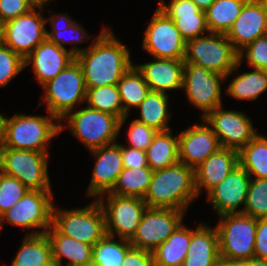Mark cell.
Listing matches in <instances>:
<instances>
[{"mask_svg":"<svg viewBox=\"0 0 267 266\" xmlns=\"http://www.w3.org/2000/svg\"><path fill=\"white\" fill-rule=\"evenodd\" d=\"M36 5L32 0H0V25L29 12Z\"/></svg>","mask_w":267,"mask_h":266,"instance_id":"44","label":"cell"},{"mask_svg":"<svg viewBox=\"0 0 267 266\" xmlns=\"http://www.w3.org/2000/svg\"><path fill=\"white\" fill-rule=\"evenodd\" d=\"M75 59L82 68L86 88L117 85L132 66L128 48L107 27Z\"/></svg>","mask_w":267,"mask_h":266,"instance_id":"1","label":"cell"},{"mask_svg":"<svg viewBox=\"0 0 267 266\" xmlns=\"http://www.w3.org/2000/svg\"><path fill=\"white\" fill-rule=\"evenodd\" d=\"M250 181V175L238 164L207 194V199L217 211L218 217L240 213L238 206H245Z\"/></svg>","mask_w":267,"mask_h":266,"instance_id":"18","label":"cell"},{"mask_svg":"<svg viewBox=\"0 0 267 266\" xmlns=\"http://www.w3.org/2000/svg\"><path fill=\"white\" fill-rule=\"evenodd\" d=\"M117 85L125 115L130 113L131 108H137L150 91L149 85L135 65L123 74Z\"/></svg>","mask_w":267,"mask_h":266,"instance_id":"33","label":"cell"},{"mask_svg":"<svg viewBox=\"0 0 267 266\" xmlns=\"http://www.w3.org/2000/svg\"><path fill=\"white\" fill-rule=\"evenodd\" d=\"M197 197L195 169L178 162L154 171L143 200L148 208L187 211Z\"/></svg>","mask_w":267,"mask_h":266,"instance_id":"2","label":"cell"},{"mask_svg":"<svg viewBox=\"0 0 267 266\" xmlns=\"http://www.w3.org/2000/svg\"><path fill=\"white\" fill-rule=\"evenodd\" d=\"M240 213L255 219H267V178H251L246 203Z\"/></svg>","mask_w":267,"mask_h":266,"instance_id":"39","label":"cell"},{"mask_svg":"<svg viewBox=\"0 0 267 266\" xmlns=\"http://www.w3.org/2000/svg\"><path fill=\"white\" fill-rule=\"evenodd\" d=\"M90 151L96 159V164L87 189V196L99 197L113 189L119 174L124 169L121 144L115 142Z\"/></svg>","mask_w":267,"mask_h":266,"instance_id":"19","label":"cell"},{"mask_svg":"<svg viewBox=\"0 0 267 266\" xmlns=\"http://www.w3.org/2000/svg\"><path fill=\"white\" fill-rule=\"evenodd\" d=\"M84 266H101L97 262H95L93 259L86 263Z\"/></svg>","mask_w":267,"mask_h":266,"instance_id":"53","label":"cell"},{"mask_svg":"<svg viewBox=\"0 0 267 266\" xmlns=\"http://www.w3.org/2000/svg\"><path fill=\"white\" fill-rule=\"evenodd\" d=\"M97 198L105 216L106 234L130 240L142 219L147 205L142 198L107 193Z\"/></svg>","mask_w":267,"mask_h":266,"instance_id":"11","label":"cell"},{"mask_svg":"<svg viewBox=\"0 0 267 266\" xmlns=\"http://www.w3.org/2000/svg\"><path fill=\"white\" fill-rule=\"evenodd\" d=\"M243 266H267V259H258L255 257L242 261Z\"/></svg>","mask_w":267,"mask_h":266,"instance_id":"48","label":"cell"},{"mask_svg":"<svg viewBox=\"0 0 267 266\" xmlns=\"http://www.w3.org/2000/svg\"><path fill=\"white\" fill-rule=\"evenodd\" d=\"M154 171L150 167L124 168L108 194L144 198Z\"/></svg>","mask_w":267,"mask_h":266,"instance_id":"34","label":"cell"},{"mask_svg":"<svg viewBox=\"0 0 267 266\" xmlns=\"http://www.w3.org/2000/svg\"><path fill=\"white\" fill-rule=\"evenodd\" d=\"M65 128L52 114H14L11 118L2 116L1 145L16 150L47 153L48 142Z\"/></svg>","mask_w":267,"mask_h":266,"instance_id":"3","label":"cell"},{"mask_svg":"<svg viewBox=\"0 0 267 266\" xmlns=\"http://www.w3.org/2000/svg\"><path fill=\"white\" fill-rule=\"evenodd\" d=\"M48 153L0 148V171L18 179L29 190L52 191L48 176Z\"/></svg>","mask_w":267,"mask_h":266,"instance_id":"7","label":"cell"},{"mask_svg":"<svg viewBox=\"0 0 267 266\" xmlns=\"http://www.w3.org/2000/svg\"><path fill=\"white\" fill-rule=\"evenodd\" d=\"M51 247L53 262L62 265L67 259V266H84L92 260L93 246L61 234L53 225L45 232Z\"/></svg>","mask_w":267,"mask_h":266,"instance_id":"26","label":"cell"},{"mask_svg":"<svg viewBox=\"0 0 267 266\" xmlns=\"http://www.w3.org/2000/svg\"><path fill=\"white\" fill-rule=\"evenodd\" d=\"M218 137L221 147L240 151L257 133L242 111L224 110L219 106L202 117Z\"/></svg>","mask_w":267,"mask_h":266,"instance_id":"16","label":"cell"},{"mask_svg":"<svg viewBox=\"0 0 267 266\" xmlns=\"http://www.w3.org/2000/svg\"><path fill=\"white\" fill-rule=\"evenodd\" d=\"M225 80V76L203 66L185 64L182 89H185L190 104L199 108L204 117L222 106L221 83Z\"/></svg>","mask_w":267,"mask_h":266,"instance_id":"14","label":"cell"},{"mask_svg":"<svg viewBox=\"0 0 267 266\" xmlns=\"http://www.w3.org/2000/svg\"><path fill=\"white\" fill-rule=\"evenodd\" d=\"M10 266H50L53 264L51 243L45 233L25 235Z\"/></svg>","mask_w":267,"mask_h":266,"instance_id":"29","label":"cell"},{"mask_svg":"<svg viewBox=\"0 0 267 266\" xmlns=\"http://www.w3.org/2000/svg\"><path fill=\"white\" fill-rule=\"evenodd\" d=\"M266 34L267 25L262 2L260 0H248L225 35L239 52L258 37Z\"/></svg>","mask_w":267,"mask_h":266,"instance_id":"21","label":"cell"},{"mask_svg":"<svg viewBox=\"0 0 267 266\" xmlns=\"http://www.w3.org/2000/svg\"><path fill=\"white\" fill-rule=\"evenodd\" d=\"M121 155L124 168L149 167L145 151L121 145Z\"/></svg>","mask_w":267,"mask_h":266,"instance_id":"45","label":"cell"},{"mask_svg":"<svg viewBox=\"0 0 267 266\" xmlns=\"http://www.w3.org/2000/svg\"><path fill=\"white\" fill-rule=\"evenodd\" d=\"M85 102L92 109L116 116L120 120L119 129L128 117L123 112L118 85L87 88Z\"/></svg>","mask_w":267,"mask_h":266,"instance_id":"35","label":"cell"},{"mask_svg":"<svg viewBox=\"0 0 267 266\" xmlns=\"http://www.w3.org/2000/svg\"><path fill=\"white\" fill-rule=\"evenodd\" d=\"M216 225L219 255L233 261H245L254 256L257 219L243 213L219 216Z\"/></svg>","mask_w":267,"mask_h":266,"instance_id":"9","label":"cell"},{"mask_svg":"<svg viewBox=\"0 0 267 266\" xmlns=\"http://www.w3.org/2000/svg\"><path fill=\"white\" fill-rule=\"evenodd\" d=\"M248 0H216L207 10L206 22L210 33L226 34Z\"/></svg>","mask_w":267,"mask_h":266,"instance_id":"32","label":"cell"},{"mask_svg":"<svg viewBox=\"0 0 267 266\" xmlns=\"http://www.w3.org/2000/svg\"><path fill=\"white\" fill-rule=\"evenodd\" d=\"M217 266H243V264L241 261L227 260L220 257Z\"/></svg>","mask_w":267,"mask_h":266,"instance_id":"50","label":"cell"},{"mask_svg":"<svg viewBox=\"0 0 267 266\" xmlns=\"http://www.w3.org/2000/svg\"><path fill=\"white\" fill-rule=\"evenodd\" d=\"M2 114H0V148H1V130H2Z\"/></svg>","mask_w":267,"mask_h":266,"instance_id":"54","label":"cell"},{"mask_svg":"<svg viewBox=\"0 0 267 266\" xmlns=\"http://www.w3.org/2000/svg\"><path fill=\"white\" fill-rule=\"evenodd\" d=\"M2 225H3V216L2 213L0 212V229H2Z\"/></svg>","mask_w":267,"mask_h":266,"instance_id":"55","label":"cell"},{"mask_svg":"<svg viewBox=\"0 0 267 266\" xmlns=\"http://www.w3.org/2000/svg\"><path fill=\"white\" fill-rule=\"evenodd\" d=\"M50 266H59L58 264H56V263H53V264H51Z\"/></svg>","mask_w":267,"mask_h":266,"instance_id":"56","label":"cell"},{"mask_svg":"<svg viewBox=\"0 0 267 266\" xmlns=\"http://www.w3.org/2000/svg\"><path fill=\"white\" fill-rule=\"evenodd\" d=\"M35 2L37 5H44L46 2L49 4V1L51 0H32Z\"/></svg>","mask_w":267,"mask_h":266,"instance_id":"52","label":"cell"},{"mask_svg":"<svg viewBox=\"0 0 267 266\" xmlns=\"http://www.w3.org/2000/svg\"><path fill=\"white\" fill-rule=\"evenodd\" d=\"M24 68V59L0 40V87H5Z\"/></svg>","mask_w":267,"mask_h":266,"instance_id":"41","label":"cell"},{"mask_svg":"<svg viewBox=\"0 0 267 266\" xmlns=\"http://www.w3.org/2000/svg\"><path fill=\"white\" fill-rule=\"evenodd\" d=\"M253 257L267 259V219H257Z\"/></svg>","mask_w":267,"mask_h":266,"instance_id":"47","label":"cell"},{"mask_svg":"<svg viewBox=\"0 0 267 266\" xmlns=\"http://www.w3.org/2000/svg\"><path fill=\"white\" fill-rule=\"evenodd\" d=\"M45 20L49 21L52 25V31H46V37L47 39H49L52 43H55L56 45H58L59 47H61L62 49L68 50L66 49V47L63 45V43H69V44H80L83 43L84 39L88 40L90 38H88V34L87 31L83 28V26L81 24H79L78 22H76L75 20L71 19L68 14H54L52 16H50L49 18H45ZM64 22L65 25L62 27H57L59 25V23ZM69 31L71 34L70 39H66L64 36V34ZM76 35L75 37H72L74 35Z\"/></svg>","mask_w":267,"mask_h":266,"instance_id":"38","label":"cell"},{"mask_svg":"<svg viewBox=\"0 0 267 266\" xmlns=\"http://www.w3.org/2000/svg\"><path fill=\"white\" fill-rule=\"evenodd\" d=\"M44 5H36L29 12L0 25L1 41L25 59L46 37ZM36 8L40 12H37Z\"/></svg>","mask_w":267,"mask_h":266,"instance_id":"10","label":"cell"},{"mask_svg":"<svg viewBox=\"0 0 267 266\" xmlns=\"http://www.w3.org/2000/svg\"><path fill=\"white\" fill-rule=\"evenodd\" d=\"M172 130L157 132L152 143L145 151L148 166L153 170H162L179 162V138Z\"/></svg>","mask_w":267,"mask_h":266,"instance_id":"28","label":"cell"},{"mask_svg":"<svg viewBox=\"0 0 267 266\" xmlns=\"http://www.w3.org/2000/svg\"><path fill=\"white\" fill-rule=\"evenodd\" d=\"M42 87L48 114L56 116L60 122L76 105L85 102L87 88L76 59Z\"/></svg>","mask_w":267,"mask_h":266,"instance_id":"5","label":"cell"},{"mask_svg":"<svg viewBox=\"0 0 267 266\" xmlns=\"http://www.w3.org/2000/svg\"><path fill=\"white\" fill-rule=\"evenodd\" d=\"M154 60L135 65L149 85L150 91L166 93L167 90L182 89L184 59L155 58Z\"/></svg>","mask_w":267,"mask_h":266,"instance_id":"23","label":"cell"},{"mask_svg":"<svg viewBox=\"0 0 267 266\" xmlns=\"http://www.w3.org/2000/svg\"><path fill=\"white\" fill-rule=\"evenodd\" d=\"M238 162L251 178H267V137L257 134L238 152Z\"/></svg>","mask_w":267,"mask_h":266,"instance_id":"31","label":"cell"},{"mask_svg":"<svg viewBox=\"0 0 267 266\" xmlns=\"http://www.w3.org/2000/svg\"><path fill=\"white\" fill-rule=\"evenodd\" d=\"M28 191L18 179L0 171V212L3 214L12 208Z\"/></svg>","mask_w":267,"mask_h":266,"instance_id":"40","label":"cell"},{"mask_svg":"<svg viewBox=\"0 0 267 266\" xmlns=\"http://www.w3.org/2000/svg\"><path fill=\"white\" fill-rule=\"evenodd\" d=\"M185 212L175 209L147 207L135 234L129 240L130 244L134 248L153 252L183 224L182 221Z\"/></svg>","mask_w":267,"mask_h":266,"instance_id":"13","label":"cell"},{"mask_svg":"<svg viewBox=\"0 0 267 266\" xmlns=\"http://www.w3.org/2000/svg\"><path fill=\"white\" fill-rule=\"evenodd\" d=\"M121 266H154L153 253L131 247L126 252Z\"/></svg>","mask_w":267,"mask_h":266,"instance_id":"46","label":"cell"},{"mask_svg":"<svg viewBox=\"0 0 267 266\" xmlns=\"http://www.w3.org/2000/svg\"><path fill=\"white\" fill-rule=\"evenodd\" d=\"M119 241L105 234L93 246L92 259L101 266H121L126 252L132 245L127 239L120 238Z\"/></svg>","mask_w":267,"mask_h":266,"instance_id":"37","label":"cell"},{"mask_svg":"<svg viewBox=\"0 0 267 266\" xmlns=\"http://www.w3.org/2000/svg\"><path fill=\"white\" fill-rule=\"evenodd\" d=\"M201 10H207L216 0H192Z\"/></svg>","mask_w":267,"mask_h":266,"instance_id":"49","label":"cell"},{"mask_svg":"<svg viewBox=\"0 0 267 266\" xmlns=\"http://www.w3.org/2000/svg\"><path fill=\"white\" fill-rule=\"evenodd\" d=\"M239 164L238 151L221 147L195 168V185L198 197L203 188L208 194Z\"/></svg>","mask_w":267,"mask_h":266,"instance_id":"24","label":"cell"},{"mask_svg":"<svg viewBox=\"0 0 267 266\" xmlns=\"http://www.w3.org/2000/svg\"><path fill=\"white\" fill-rule=\"evenodd\" d=\"M81 52L82 49L76 46L70 50L62 49L46 38L24 59V67L32 64L35 78L43 86L73 62Z\"/></svg>","mask_w":267,"mask_h":266,"instance_id":"17","label":"cell"},{"mask_svg":"<svg viewBox=\"0 0 267 266\" xmlns=\"http://www.w3.org/2000/svg\"><path fill=\"white\" fill-rule=\"evenodd\" d=\"M179 138V162L193 169L203 163L221 145L210 126L194 123L181 131Z\"/></svg>","mask_w":267,"mask_h":266,"instance_id":"20","label":"cell"},{"mask_svg":"<svg viewBox=\"0 0 267 266\" xmlns=\"http://www.w3.org/2000/svg\"><path fill=\"white\" fill-rule=\"evenodd\" d=\"M238 53L225 34L208 33L186 42L184 62L203 66L227 79L241 64Z\"/></svg>","mask_w":267,"mask_h":266,"instance_id":"4","label":"cell"},{"mask_svg":"<svg viewBox=\"0 0 267 266\" xmlns=\"http://www.w3.org/2000/svg\"><path fill=\"white\" fill-rule=\"evenodd\" d=\"M267 90V71L254 69L234 77L227 93L237 100H255Z\"/></svg>","mask_w":267,"mask_h":266,"instance_id":"36","label":"cell"},{"mask_svg":"<svg viewBox=\"0 0 267 266\" xmlns=\"http://www.w3.org/2000/svg\"><path fill=\"white\" fill-rule=\"evenodd\" d=\"M158 8L173 20L181 37L186 42L201 37L202 33H210L205 11L201 10L192 0H171L168 5L161 0Z\"/></svg>","mask_w":267,"mask_h":266,"instance_id":"22","label":"cell"},{"mask_svg":"<svg viewBox=\"0 0 267 266\" xmlns=\"http://www.w3.org/2000/svg\"><path fill=\"white\" fill-rule=\"evenodd\" d=\"M127 133L129 147L146 151L157 134V131L134 119Z\"/></svg>","mask_w":267,"mask_h":266,"instance_id":"43","label":"cell"},{"mask_svg":"<svg viewBox=\"0 0 267 266\" xmlns=\"http://www.w3.org/2000/svg\"><path fill=\"white\" fill-rule=\"evenodd\" d=\"M52 191L29 190L12 208L2 214L3 222L26 229L41 228L26 235L45 233L52 226Z\"/></svg>","mask_w":267,"mask_h":266,"instance_id":"12","label":"cell"},{"mask_svg":"<svg viewBox=\"0 0 267 266\" xmlns=\"http://www.w3.org/2000/svg\"><path fill=\"white\" fill-rule=\"evenodd\" d=\"M144 33L142 48L153 58H185L186 41L173 20L158 7Z\"/></svg>","mask_w":267,"mask_h":266,"instance_id":"15","label":"cell"},{"mask_svg":"<svg viewBox=\"0 0 267 266\" xmlns=\"http://www.w3.org/2000/svg\"><path fill=\"white\" fill-rule=\"evenodd\" d=\"M168 93L149 91L137 107L140 109V118L135 120L155 129L157 132L168 131L171 114L168 108ZM169 112V113H168Z\"/></svg>","mask_w":267,"mask_h":266,"instance_id":"30","label":"cell"},{"mask_svg":"<svg viewBox=\"0 0 267 266\" xmlns=\"http://www.w3.org/2000/svg\"><path fill=\"white\" fill-rule=\"evenodd\" d=\"M238 56L239 62H242L243 56H245L250 67L267 71V34L245 46L239 51Z\"/></svg>","mask_w":267,"mask_h":266,"instance_id":"42","label":"cell"},{"mask_svg":"<svg viewBox=\"0 0 267 266\" xmlns=\"http://www.w3.org/2000/svg\"><path fill=\"white\" fill-rule=\"evenodd\" d=\"M219 255V236L216 227L199 224L191 229V242L187 257L182 266H217Z\"/></svg>","mask_w":267,"mask_h":266,"instance_id":"25","label":"cell"},{"mask_svg":"<svg viewBox=\"0 0 267 266\" xmlns=\"http://www.w3.org/2000/svg\"><path fill=\"white\" fill-rule=\"evenodd\" d=\"M62 119L67 120L66 127L89 151L115 143L120 133V120L116 116L88 106L70 111Z\"/></svg>","mask_w":267,"mask_h":266,"instance_id":"6","label":"cell"},{"mask_svg":"<svg viewBox=\"0 0 267 266\" xmlns=\"http://www.w3.org/2000/svg\"><path fill=\"white\" fill-rule=\"evenodd\" d=\"M52 225L63 235L94 246L105 234V216L97 199L86 207L52 211Z\"/></svg>","mask_w":267,"mask_h":266,"instance_id":"8","label":"cell"},{"mask_svg":"<svg viewBox=\"0 0 267 266\" xmlns=\"http://www.w3.org/2000/svg\"><path fill=\"white\" fill-rule=\"evenodd\" d=\"M262 2V6L265 12V19H266V25H267V0H260Z\"/></svg>","mask_w":267,"mask_h":266,"instance_id":"51","label":"cell"},{"mask_svg":"<svg viewBox=\"0 0 267 266\" xmlns=\"http://www.w3.org/2000/svg\"><path fill=\"white\" fill-rule=\"evenodd\" d=\"M191 242V229L180 225L152 253L154 266H182Z\"/></svg>","mask_w":267,"mask_h":266,"instance_id":"27","label":"cell"}]
</instances>
